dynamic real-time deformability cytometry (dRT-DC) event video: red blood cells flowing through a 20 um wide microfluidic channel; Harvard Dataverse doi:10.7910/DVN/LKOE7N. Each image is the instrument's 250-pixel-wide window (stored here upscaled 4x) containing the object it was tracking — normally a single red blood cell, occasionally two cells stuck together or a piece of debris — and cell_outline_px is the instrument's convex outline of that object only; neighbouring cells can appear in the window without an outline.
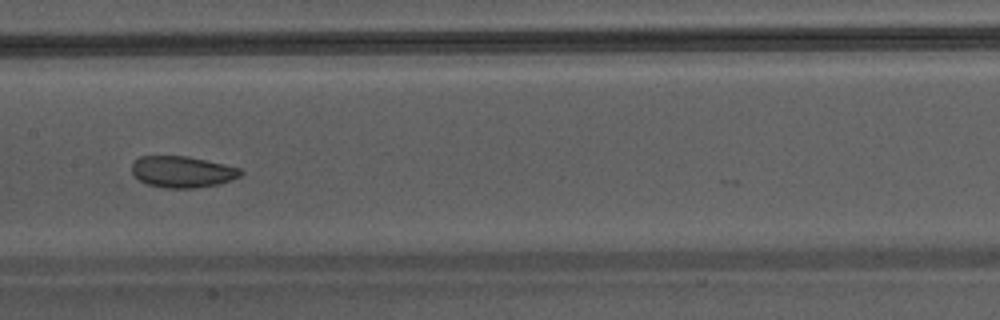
{"species": "Egyptian fruit bat (a non-hibernating species)", "species_latin": "Rousettus aegyptiacus", "temperature_condition": "warm", "stored_images_in_passage": 33, "camera_frame_rate_fps": 3000, "um_per_image_px": 0.085, "animal": {"sex": "male"}, "frame": {"image": 1, "passage_image": 15, "time_ms": 4.667, "image_size_px": [1000, 320], "cell_outline_px": [[244, 172], [240, 176], [220, 184], [196, 188], [164, 188], [144, 184], [132, 172], [132, 164], [140, 156], [188, 156], [224, 164], [240, 168]], "centroid_in_image_um": [15.51, 14.61], "position_along_channel_um": 191.9, "area_um2": 20.0}}